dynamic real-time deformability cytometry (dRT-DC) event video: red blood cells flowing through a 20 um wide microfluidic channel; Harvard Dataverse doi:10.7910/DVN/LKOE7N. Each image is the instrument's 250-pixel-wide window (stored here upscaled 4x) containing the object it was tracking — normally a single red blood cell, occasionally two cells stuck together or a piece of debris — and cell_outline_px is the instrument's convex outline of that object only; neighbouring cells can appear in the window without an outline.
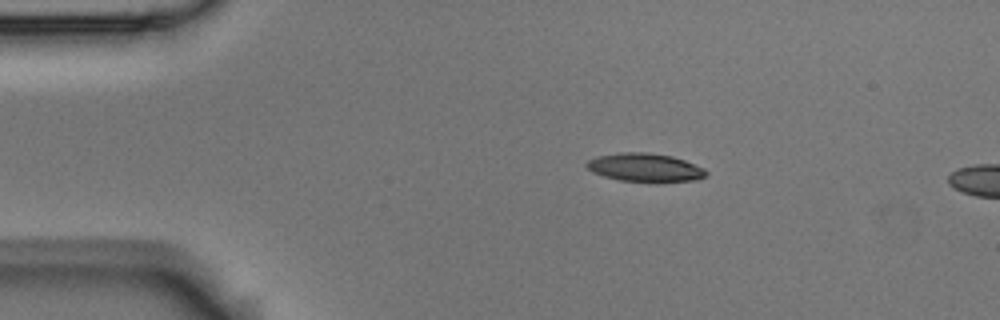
{"species": "Egyptian fruit bat (a non-hibernating species)", "species_latin": "Rousettus aegyptiacus", "temperature_condition": "room temperature", "stored_images_in_passage": 3, "camera_frame_rate_fps": 3000, "um_per_image_px": 0.085, "animal": {"sex": "male"}, "frame": {"image": 1, "passage_image": 2, "time_ms": 0.333, "image_size_px": [1000, 320], "cell_outline_px": [[708, 172], [704, 176], [696, 180], [620, 180], [604, 176], [592, 172], [584, 164], [588, 160], [596, 156], [620, 152], [648, 152], [672, 156], [684, 160], [704, 168]], "centroid_in_image_um": [54.77, 14.2], "position_along_channel_um": 30.2, "area_um2": 19.25}}